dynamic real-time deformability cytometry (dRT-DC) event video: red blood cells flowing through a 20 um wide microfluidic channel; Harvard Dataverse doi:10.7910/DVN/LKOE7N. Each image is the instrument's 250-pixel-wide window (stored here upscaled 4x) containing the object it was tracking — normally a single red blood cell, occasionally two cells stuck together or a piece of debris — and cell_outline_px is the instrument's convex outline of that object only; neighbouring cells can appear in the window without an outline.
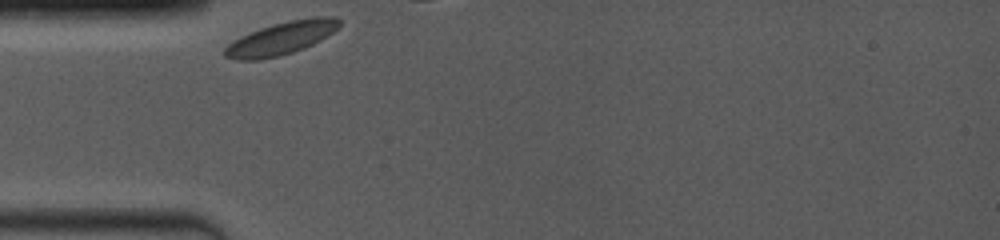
{"species": "common noctule bat (a hibernating species)", "species_latin": "Nyctalus noctula", "temperature_condition": "room temperature", "stored_images_in_passage": 10, "camera_frame_rate_fps": 4000, "um_per_image_px": 0.085, "animal": {"sex": "female", "body_mass_g": 19.0, "forearm_length_mm": 53.3}, "frame": {"image": 1, "passage_image": 1, "time_ms": 0.0, "image_size_px": [1000, 240], "cell_outline_px": [[340, 24], [332, 32], [320, 40], [304, 48], [280, 56], [260, 60], [236, 60], [224, 56], [224, 48], [232, 40], [248, 32], [272, 24], [288, 20], [312, 16], [336, 16], [340, 20]], "centroid_in_image_um": [23.87, 3.24], "position_along_channel_um": 61.1, "area_um2": 22.14}}
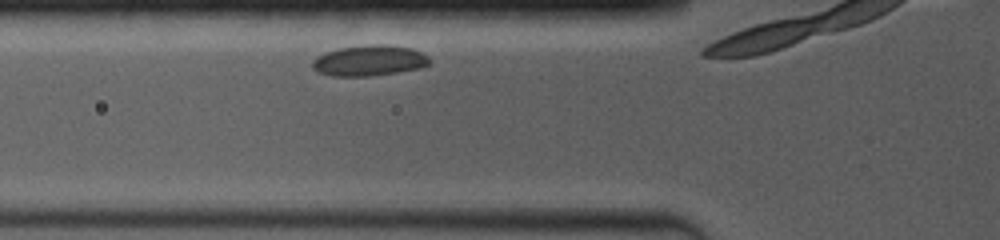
{"frame": {"image": 2, "passage_image": 6, "time_ms": 1.0, "image_size_px": [1000, 240], "cell_outline_px": [[432, 64], [420, 68], [396, 72], [368, 76], [332, 76], [320, 72], [312, 68], [312, 60], [316, 56], [324, 52], [340, 48], [368, 44], [384, 44], [412, 48], [428, 56], [432, 60]], "centroid_in_image_um": [31.4, 5.14], "position_along_channel_um": 94.4, "area_um2": 21.1}}